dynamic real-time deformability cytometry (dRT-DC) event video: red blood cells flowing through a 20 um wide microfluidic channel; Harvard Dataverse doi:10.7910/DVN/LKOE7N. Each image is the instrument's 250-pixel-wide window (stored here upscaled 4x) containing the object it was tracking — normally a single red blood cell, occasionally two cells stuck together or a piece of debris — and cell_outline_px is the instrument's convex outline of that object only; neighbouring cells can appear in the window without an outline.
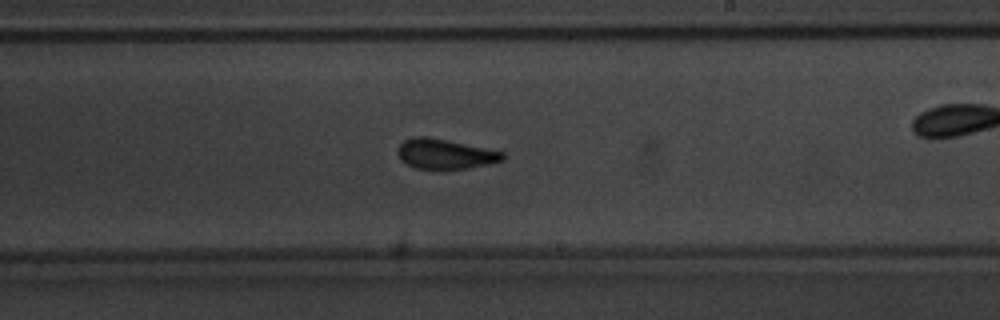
{"species": "common noctule bat (a hibernating species)", "species_latin": "Nyctalus noctula", "temperature_condition": "warm", "stored_images_in_passage": 53, "camera_frame_rate_fps": 3000, "um_per_image_px": 0.085, "animal": {"sex": "male", "body_mass_g": 20.1, "forearm_length_mm": 53.5}, "frame": {"image": 1, "passage_image": 31, "time_ms": 10.0, "image_size_px": [1000, 320], "cell_outline_px": [[504, 160], [468, 168], [440, 172], [416, 168], [400, 160], [396, 152], [396, 148], [404, 140], [412, 136], [428, 136], [504, 152]], "centroid_in_image_um": [37.76, 13.12], "position_along_channel_um": 251.2, "area_um2": 18.9}, "authors_computed_cell_mechanics": {"area_um2": 18.3226, "velocity_mm_per_s": 3.8729, "shape_relaxation_time_tau1_ms": 2.6354, "shape_relaxation_time_tau2_ms": 1.108, "deformation_change_tau1": 0.113, "deformation_change_tau2": 0.0718}}